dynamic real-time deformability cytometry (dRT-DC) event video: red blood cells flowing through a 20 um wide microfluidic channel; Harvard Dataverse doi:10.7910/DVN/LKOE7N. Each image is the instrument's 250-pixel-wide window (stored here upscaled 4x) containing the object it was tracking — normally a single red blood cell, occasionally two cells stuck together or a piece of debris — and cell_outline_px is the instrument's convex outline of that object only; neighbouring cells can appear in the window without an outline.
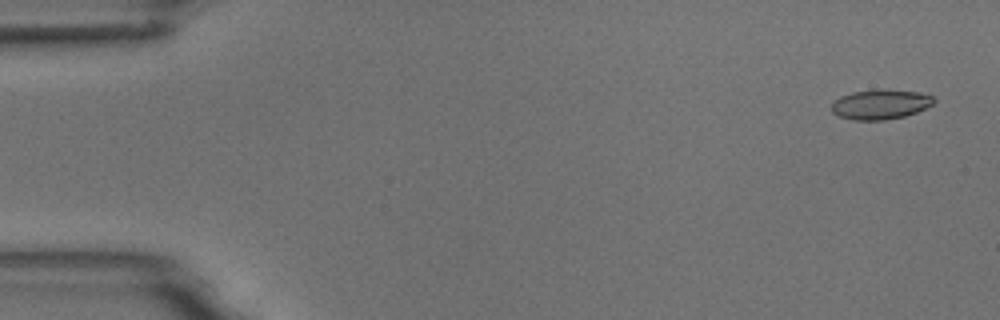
{"species": "common noctule bat (a hibernating species)", "species_latin": "Nyctalus noctula", "temperature_condition": "room temperature", "stored_images_in_passage": 6, "camera_frame_rate_fps": 3000, "um_per_image_px": 0.085, "animal": {"sex": "male", "body_mass_g": 18.8}, "frame": {"image": 1, "passage_image": 1, "time_ms": 0.0, "image_size_px": [1000, 320], "cell_outline_px": [[936, 100], [932, 104], [916, 112], [904, 116], [884, 120], [852, 120], [840, 116], [832, 112], [832, 104], [840, 96], [852, 92], [920, 92], [932, 96]], "centroid_in_image_um": [74.82, 8.92], "position_along_channel_um": 10.2, "area_um2": 16.82}}
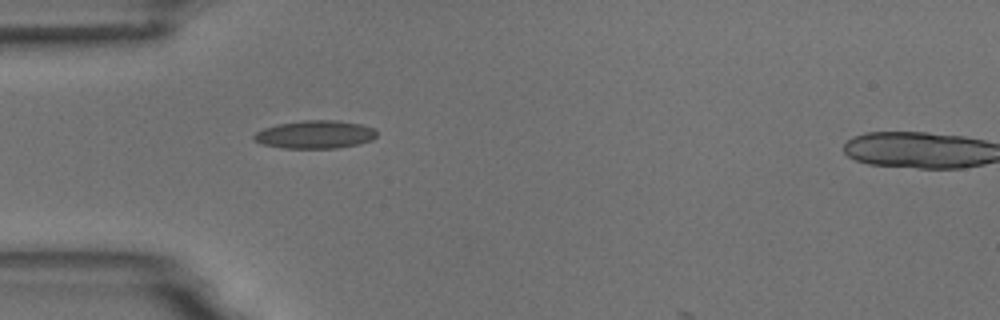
{"frame": {"image": 2, "passage_image": 5, "time_ms": 4.667, "image_size_px": [1000, 320], "cell_outline_px": [[376, 136], [372, 140], [360, 144], [336, 148], [284, 148], [260, 144], [252, 140], [252, 136], [256, 132], [264, 128], [276, 124], [304, 120], [336, 120], [360, 124], [376, 128]], "centroid_in_image_um": [26.76, 11.43], "position_along_channel_um": 58.2, "area_um2": 20.29}}